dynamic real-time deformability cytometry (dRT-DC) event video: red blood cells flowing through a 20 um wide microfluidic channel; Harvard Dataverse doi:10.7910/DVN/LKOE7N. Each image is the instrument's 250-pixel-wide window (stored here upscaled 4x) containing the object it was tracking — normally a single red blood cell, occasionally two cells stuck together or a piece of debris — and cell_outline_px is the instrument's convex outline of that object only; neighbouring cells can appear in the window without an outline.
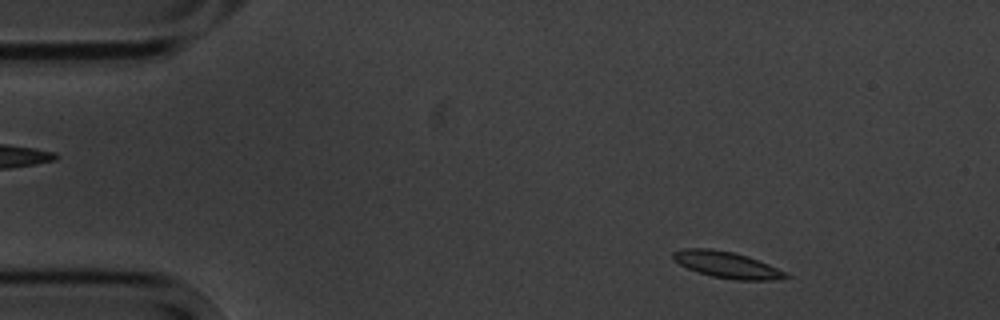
{"species": "common noctule bat (a hibernating species)", "species_latin": "Nyctalus noctula", "temperature_condition": "cold", "stored_images_in_passage": 4, "camera_frame_rate_fps": 3000, "um_per_image_px": 0.085, "animal": {"sex": "male", "body_mass_g": 20.1, "forearm_length_mm": 53.5}, "frame": {"image": 1, "passage_image": 1, "time_ms": 0.0, "image_size_px": [1000, 320], "cell_outline_px": [[792, 276], [772, 280], [736, 280], [712, 276], [696, 272], [680, 264], [672, 256], [672, 252], [684, 248], [708, 248], [732, 252], [748, 256], [768, 264]], "centroid_in_image_um": [61.76, 22.5], "position_along_channel_um": 23.2, "area_um2": 17.11}}
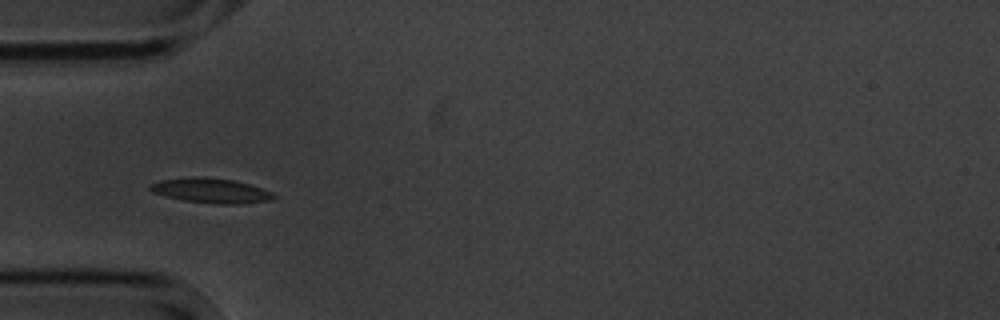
{"frame": {"image": 2, "passage_image": 4, "time_ms": 3.333, "image_size_px": [1000, 320], "cell_outline_px": [[276, 196], [272, 200], [240, 204], [212, 204], [184, 200], [152, 192], [148, 188], [148, 184], [160, 180], [196, 176], [204, 176], [232, 180], [248, 184], [272, 192]], "centroid_in_image_um": [17.91, 16.2], "position_along_channel_um": 67.1, "area_um2": 17.86}}